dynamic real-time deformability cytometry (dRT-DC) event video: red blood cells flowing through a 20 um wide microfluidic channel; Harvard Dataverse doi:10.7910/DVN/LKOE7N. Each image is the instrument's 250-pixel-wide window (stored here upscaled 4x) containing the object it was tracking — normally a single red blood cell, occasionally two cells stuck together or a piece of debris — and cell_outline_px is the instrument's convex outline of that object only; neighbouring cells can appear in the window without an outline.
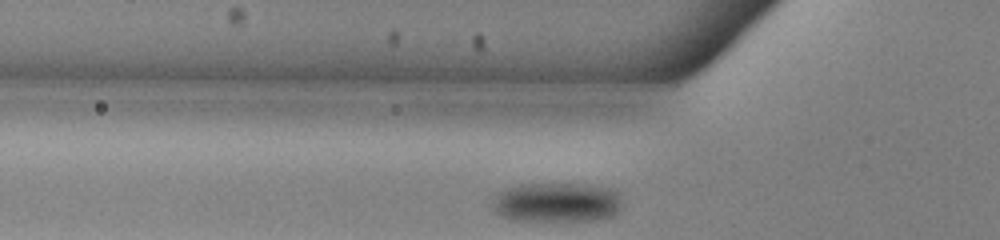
{"species": "common noctule bat (a hibernating species)", "species_latin": "Nyctalus noctula", "temperature_condition": "warm", "stored_images_in_passage": 29, "camera_frame_rate_fps": 3000, "um_per_image_px": 0.085, "animal": {"sex": "male", "body_mass_g": 13.0, "forearm_length_mm": 53.1}, "frame": {"image": 1, "passage_image": 4, "time_ms": 1.0, "image_size_px": [1000, 240], "cell_outline_px": [[620, 208], [612, 216], [600, 220], [508, 220], [500, 216], [492, 208], [492, 200], [496, 192], [504, 188], [516, 184], [592, 184], [608, 188], [616, 192], [620, 200]], "centroid_in_image_um": [47.25, 17.19], "position_along_channel_um": 78.6, "area_um2": 30.29}}
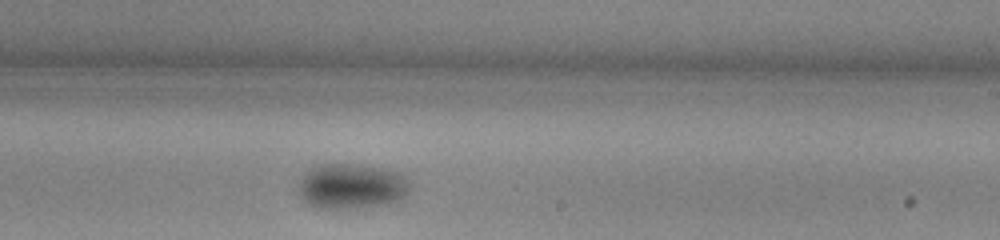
{"frame": {"image": 2, "passage_image": 18, "time_ms": 5.667, "image_size_px": [1000, 240], "cell_outline_px": [[408, 188], [404, 196], [400, 200], [384, 204], [352, 208], [316, 208], [304, 200], [300, 196], [296, 184], [296, 180], [312, 168], [320, 164], [360, 164], [384, 168], [400, 172], [404, 176], [408, 184]], "centroid_in_image_um": [29.82, 15.81], "position_along_channel_um": 259.2, "area_um2": 29.48}}
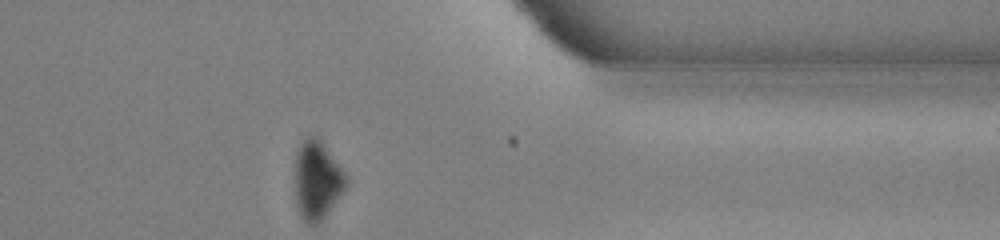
{"frame": {"image": 3, "passage_image": 29, "time_ms": 9.333, "image_size_px": [1000, 240], "cell_outline_px": [[348, 184], [328, 212], [316, 224], [308, 224], [300, 216], [296, 204], [296, 152], [300, 140], [308, 136], [316, 136], [320, 140], [348, 176]], "centroid_in_image_um": [26.95, 15.29], "position_along_channel_um": 384.4, "area_um2": 23.24}, "authors_computed_cell_mechanics": {"area_um2": 28.6688, "velocity_mm_per_s": 3.8718, "shape_relaxation_time_tau1_ms": 3.9131, "shape_relaxation_time_tau2_ms": null, "deformation_change_tau1": 0.0977, "deformation_change_tau2": null}}